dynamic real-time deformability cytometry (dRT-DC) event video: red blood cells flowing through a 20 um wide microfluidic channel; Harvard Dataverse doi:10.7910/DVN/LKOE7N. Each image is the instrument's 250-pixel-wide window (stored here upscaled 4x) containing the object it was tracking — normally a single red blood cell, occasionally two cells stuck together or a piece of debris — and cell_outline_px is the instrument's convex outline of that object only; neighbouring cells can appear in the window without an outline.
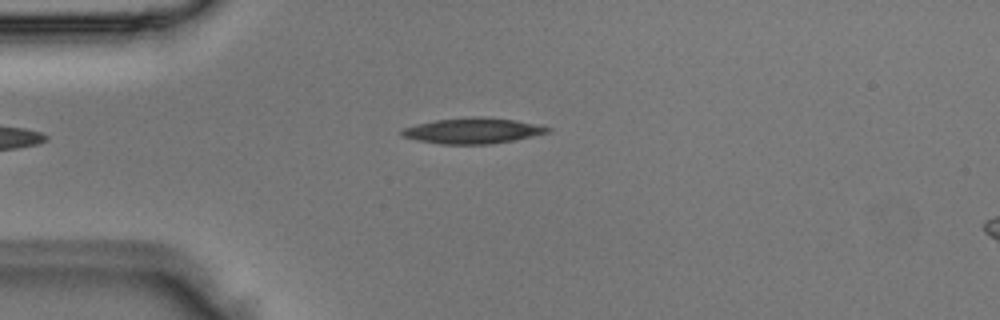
{"species": "Egyptian fruit bat (a non-hibernating species)", "species_latin": "Rousettus aegyptiacus", "temperature_condition": "room temperature", "stored_images_in_passage": 3, "camera_frame_rate_fps": 3000, "um_per_image_px": 0.085, "animal": {"sex": "male"}, "frame": {"image": 1, "passage_image": 3, "time_ms": 0.667, "image_size_px": [1000, 320], "cell_outline_px": [[552, 128], [548, 132], [532, 136], [512, 140], [488, 144], [440, 144], [416, 140], [400, 136], [400, 132], [404, 128], [416, 124], [436, 120], [476, 116], [480, 116], [516, 120], [536, 124]], "centroid_in_image_um": [40.15, 11.11], "position_along_channel_um": 44.9, "area_um2": 21.68}}